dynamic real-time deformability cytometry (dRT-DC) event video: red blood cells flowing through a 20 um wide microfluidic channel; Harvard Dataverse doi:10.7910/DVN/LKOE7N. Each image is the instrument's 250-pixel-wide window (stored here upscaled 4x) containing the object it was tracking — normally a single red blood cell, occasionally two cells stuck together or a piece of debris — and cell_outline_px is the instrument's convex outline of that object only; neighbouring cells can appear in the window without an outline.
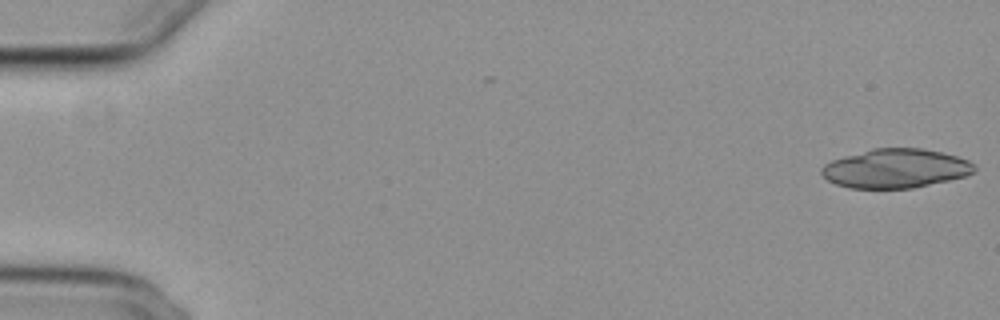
{"species": "common noctule bat (a hibernating species)", "species_latin": "Nyctalus noctula", "temperature_condition": "cold", "stored_images_in_passage": 12, "camera_frame_rate_fps": 3000, "um_per_image_px": 0.085, "animal": {"sex": "female", "body_mass_g": 29.2, "forearm_length_mm": 56.3}, "frame": {"image": 1, "passage_image": 1, "time_ms": 0.0, "image_size_px": [1000, 320], "cell_outline_px": [[976, 172], [964, 176], [948, 180], [912, 188], [848, 188], [836, 184], [828, 180], [820, 172], [820, 168], [824, 164], [832, 160], [844, 156], [872, 148], [924, 148], [956, 156], [968, 160], [976, 164]], "centroid_in_image_um": [76.12, 14.31], "position_along_channel_um": 8.9, "area_um2": 34.85}}